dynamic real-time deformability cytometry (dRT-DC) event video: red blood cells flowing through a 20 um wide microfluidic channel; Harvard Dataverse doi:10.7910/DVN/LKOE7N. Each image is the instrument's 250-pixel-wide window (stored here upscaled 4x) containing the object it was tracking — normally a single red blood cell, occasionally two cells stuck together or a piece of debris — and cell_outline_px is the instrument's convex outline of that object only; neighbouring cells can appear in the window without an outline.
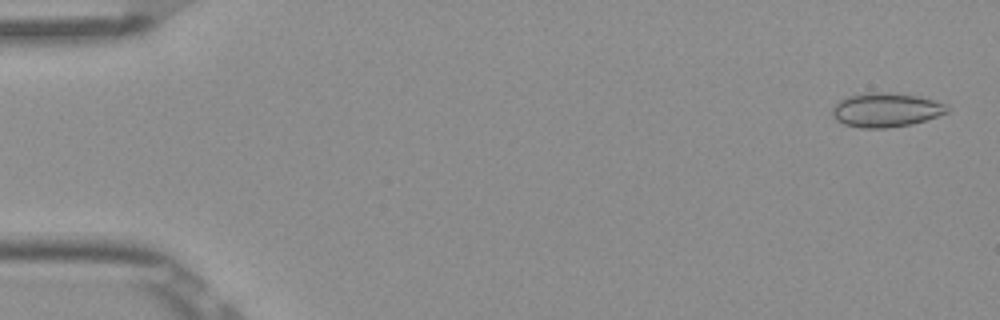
{"species": "Egyptian fruit bat (a non-hibernating species)", "species_latin": "Rousettus aegyptiacus", "temperature_condition": "room temperature", "stored_images_in_passage": 52, "camera_frame_rate_fps": 3000, "um_per_image_px": 0.085, "frame": {"image": 1, "passage_image": 2, "time_ms": 0.333, "image_size_px": [1000, 320], "cell_outline_px": [[948, 112], [912, 124], [888, 128], [860, 128], [844, 124], [836, 120], [832, 116], [832, 108], [840, 100], [848, 96], [864, 92], [888, 92], [916, 96], [948, 104]], "centroid_in_image_um": [75.27, 9.34], "position_along_channel_um": 9.7, "area_um2": 22.83}}
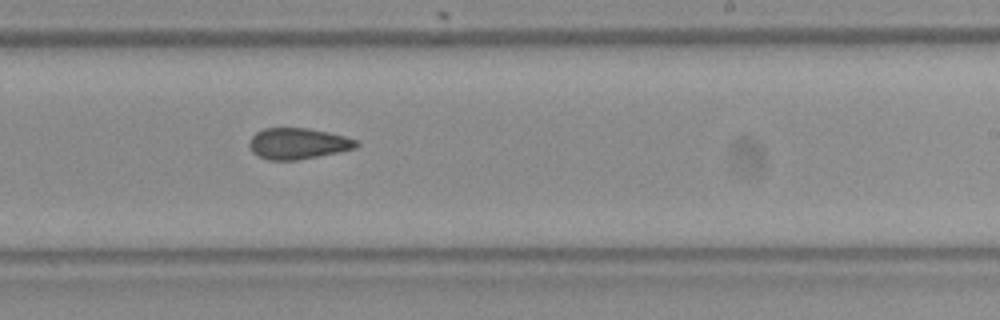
{"frame": {"image": 2, "passage_image": 32, "time_ms": 10.333, "image_size_px": [1000, 320], "cell_outline_px": [[360, 144], [356, 148], [340, 152], [296, 160], [268, 160], [252, 152], [248, 144], [248, 140], [256, 132], [264, 128], [308, 128], [328, 132], [344, 136], [356, 140]], "centroid_in_image_um": [25.31, 12.2], "position_along_channel_um": 263.7, "area_um2": 19.42}}
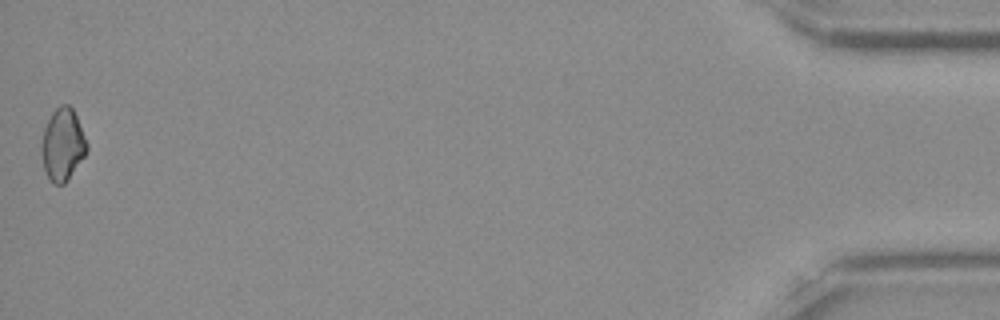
{"frame": {"image": 3, "passage_image": 52, "time_ms": 17.0, "image_size_px": [1000, 320], "cell_outline_px": [[88, 148], [84, 156], [68, 180], [64, 184], [52, 184], [48, 180], [44, 168], [40, 148], [40, 144], [44, 128], [52, 112], [60, 104], [68, 104], [72, 108], [76, 116], [88, 144]], "centroid_in_image_um": [5.3, 12.31], "position_along_channel_um": 429.9, "area_um2": 19.19}, "authors_computed_cell_mechanics": {"area_um2": 20.0277, "velocity_mm_per_s": 3.9038, "shape_relaxation_time_tau1_ms": null, "shape_relaxation_time_tau2_ms": 1.7128, "deformation_change_tau1": null, "deformation_change_tau2": 0.0547}}